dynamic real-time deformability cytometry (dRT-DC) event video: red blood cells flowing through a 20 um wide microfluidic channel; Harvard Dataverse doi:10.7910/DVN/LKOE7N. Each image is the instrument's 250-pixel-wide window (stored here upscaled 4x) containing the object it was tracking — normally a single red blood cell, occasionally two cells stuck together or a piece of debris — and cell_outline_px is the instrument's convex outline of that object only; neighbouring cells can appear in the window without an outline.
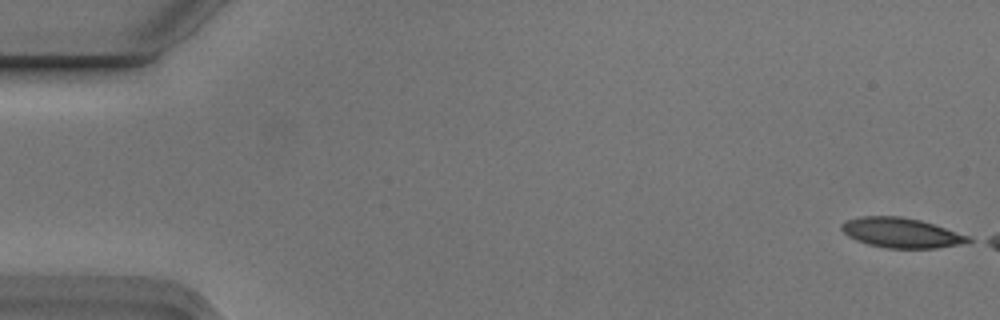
{"species": "Egyptian fruit bat (a non-hibernating species)", "species_latin": "Rousettus aegyptiacus", "temperature_condition": "cold", "stored_images_in_passage": 3, "camera_frame_rate_fps": 3000, "um_per_image_px": 0.085, "animal": {"sex": "male"}, "frame": {"image": 1, "passage_image": 1, "time_ms": 0.0, "image_size_px": [1000, 320], "cell_outline_px": [[972, 240], [960, 244], [936, 248], [884, 248], [868, 244], [856, 240], [848, 236], [840, 228], [840, 224], [848, 220], [860, 216], [900, 216], [920, 220], [968, 236]], "centroid_in_image_um": [76.54, 19.79], "position_along_channel_um": 8.5, "area_um2": 21.79}}